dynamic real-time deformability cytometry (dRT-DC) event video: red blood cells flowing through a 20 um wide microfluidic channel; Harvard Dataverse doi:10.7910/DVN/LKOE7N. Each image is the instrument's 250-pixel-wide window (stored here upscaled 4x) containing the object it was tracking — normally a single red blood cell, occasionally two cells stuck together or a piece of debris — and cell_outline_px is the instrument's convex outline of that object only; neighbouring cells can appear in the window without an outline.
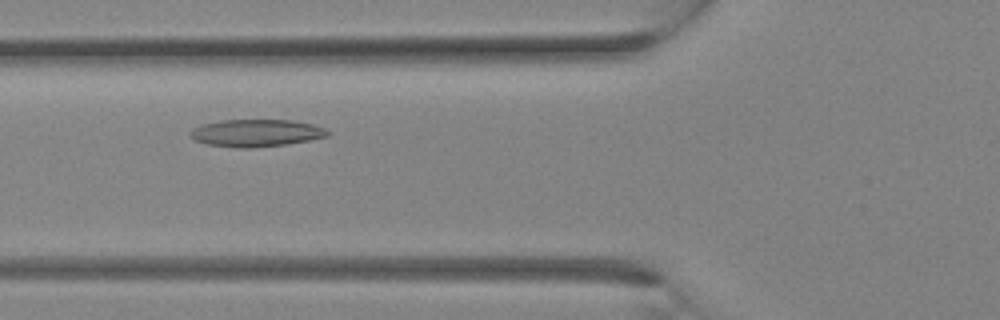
{"species": "Egyptian fruit bat (a non-hibernating species)", "species_latin": "Rousettus aegyptiacus", "temperature_condition": "room temperature", "stored_images_in_passage": 29, "segment_of_instrument_passage": [1, 2], "camera_frame_rate_fps": 3000, "um_per_image_px": 0.085, "animal": {"sex": "female"}, "frame": {"image": 1, "passage_image": 8, "time_ms": 2.333, "image_size_px": [1000, 320], "cell_outline_px": [[328, 136], [308, 140], [284, 144], [252, 148], [236, 148], [208, 144], [196, 140], [188, 136], [188, 132], [192, 128], [200, 124], [220, 120], [292, 120], [312, 124], [324, 128], [328, 132]], "centroid_in_image_um": [21.7, 11.3], "position_along_channel_um": 104.1, "area_um2": 21.85}}
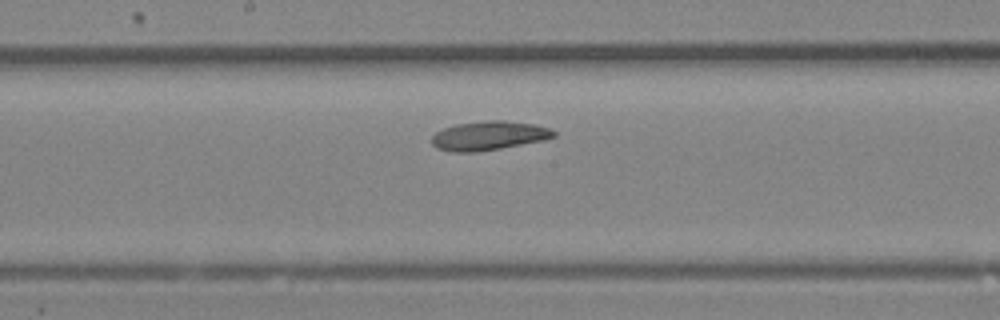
{"frame": {"image": 2, "passage_image": 13, "time_ms": 4.0, "image_size_px": [1000, 320], "cell_outline_px": [[556, 136], [544, 140], [500, 148], [476, 152], [452, 152], [436, 148], [432, 144], [432, 136], [436, 132], [444, 128], [456, 124], [488, 120], [504, 120], [532, 124], [552, 128], [556, 132]], "centroid_in_image_um": [41.56, 11.53], "position_along_channel_um": 206.6, "area_um2": 20.63}}
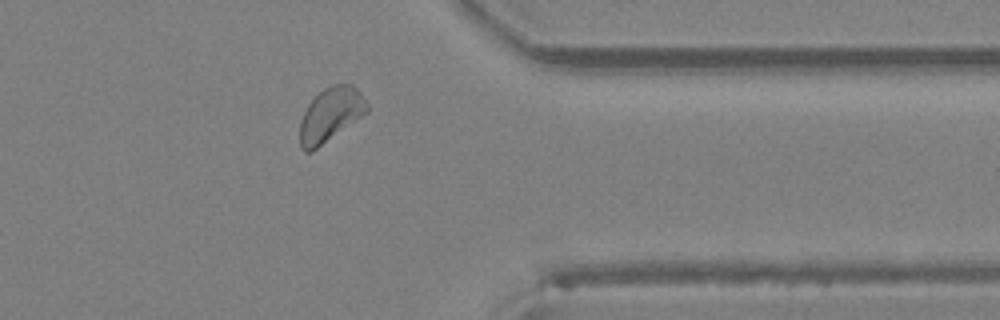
{"frame": {"image": 3, "passage_image": 22, "time_ms": 7.0, "image_size_px": [1000, 320], "cell_outline_px": [[368, 112], [312, 152], [304, 152], [300, 148], [300, 120], [308, 104], [324, 88], [332, 84], [352, 84], [360, 92], [368, 104]], "centroid_in_image_um": [28.09, 9.76], "position_along_channel_um": 383.3, "area_um2": 21.1}}